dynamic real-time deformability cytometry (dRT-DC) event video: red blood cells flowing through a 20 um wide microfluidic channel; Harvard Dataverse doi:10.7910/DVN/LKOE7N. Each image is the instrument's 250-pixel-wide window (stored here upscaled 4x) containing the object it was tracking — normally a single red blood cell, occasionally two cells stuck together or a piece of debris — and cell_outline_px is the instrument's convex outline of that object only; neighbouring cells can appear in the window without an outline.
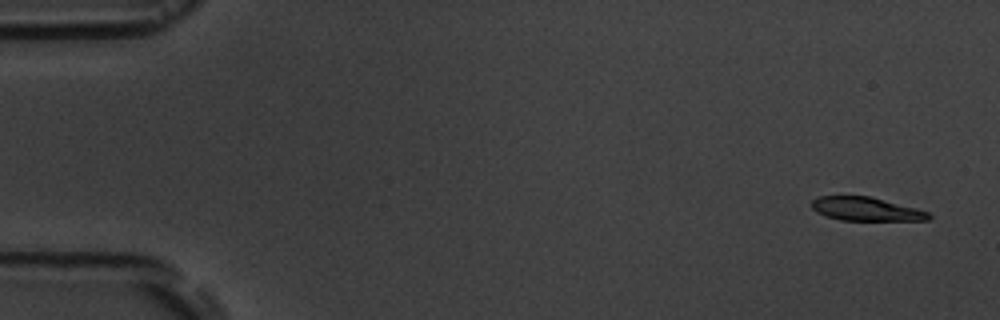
{"species": "common noctule bat (a hibernating species)", "species_latin": "Nyctalus noctula", "temperature_condition": "room temperature", "stored_images_in_passage": 6, "camera_frame_rate_fps": 3000, "um_per_image_px": 0.085, "animal": {"sex": "male", "body_mass_g": 19.5, "forearm_length_mm": 54.6}, "frame": {"image": 1, "passage_image": 1, "time_ms": 0.0, "image_size_px": [1000, 320], "cell_outline_px": [[932, 216], [928, 220], [840, 220], [816, 212], [812, 208], [812, 200], [820, 196], [872, 196], [916, 208], [928, 212]], "centroid_in_image_um": [73.62, 17.76], "position_along_channel_um": 11.4, "area_um2": 16.01}}